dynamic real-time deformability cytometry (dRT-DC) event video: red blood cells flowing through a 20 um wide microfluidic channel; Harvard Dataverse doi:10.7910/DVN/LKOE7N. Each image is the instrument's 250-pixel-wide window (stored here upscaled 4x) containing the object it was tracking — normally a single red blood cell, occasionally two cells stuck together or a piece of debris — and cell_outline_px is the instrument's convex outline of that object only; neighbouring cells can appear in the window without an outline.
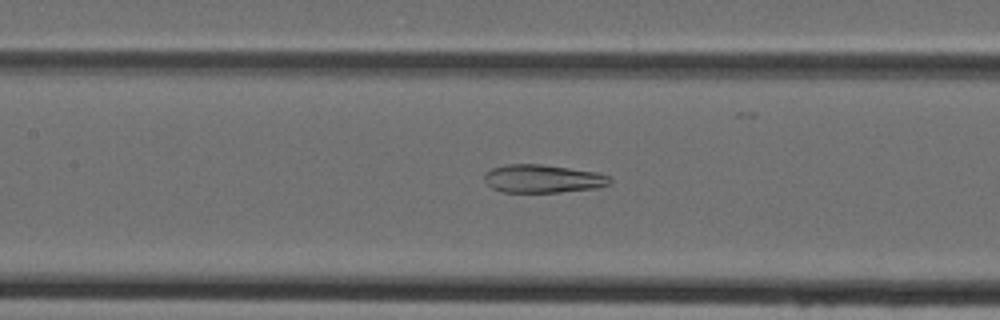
{"species": "Egyptian fruit bat (a non-hibernating species)", "species_latin": "Rousettus aegyptiacus", "temperature_condition": "cold", "stored_images_in_passage": 42, "camera_frame_rate_fps": 3000, "um_per_image_px": 0.085, "animal": {"sex": "female"}, "frame": {"image": 1, "passage_image": 17, "time_ms": 5.333, "image_size_px": [1000, 320], "cell_outline_px": [[612, 180], [608, 184], [600, 188], [560, 192], [504, 192], [492, 188], [484, 180], [484, 172], [492, 168], [508, 164], [540, 164], [596, 172], [612, 176]], "centroid_in_image_um": [46.16, 15.19], "position_along_channel_um": 161.2, "area_um2": 20.69}}
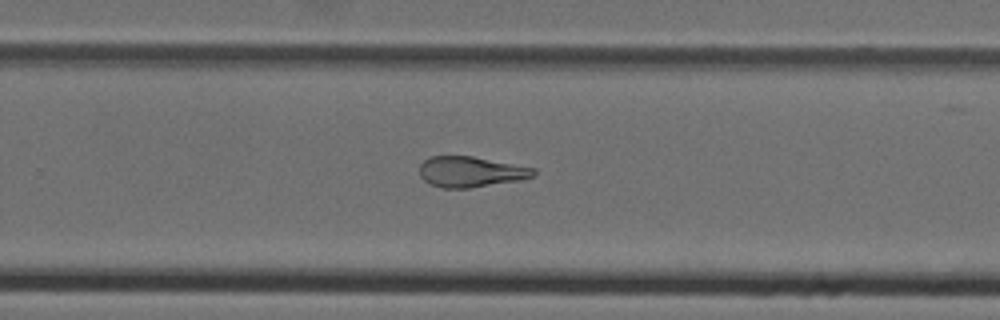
{"frame": {"image": 2, "passage_image": 26, "time_ms": 8.333, "image_size_px": [1000, 320], "cell_outline_px": [[536, 172], [532, 176], [524, 180], [468, 188], [440, 188], [424, 180], [420, 176], [420, 164], [428, 156], [472, 156], [536, 168]], "centroid_in_image_um": [40.02, 14.6], "position_along_channel_um": 289.8, "area_um2": 20.46}}
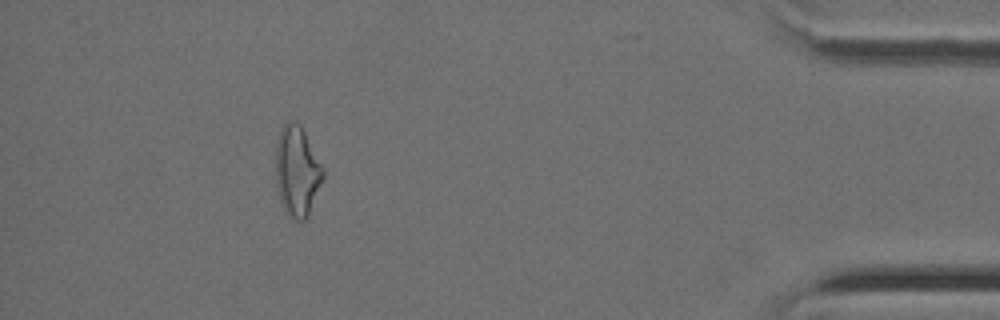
{"frame": {"image": 3, "passage_image": 38, "time_ms": 12.333, "image_size_px": [1000, 320], "cell_outline_px": [[324, 180], [308, 216], [304, 220], [292, 220], [288, 216], [280, 200], [276, 180], [276, 144], [280, 132], [284, 124], [288, 120], [292, 120], [300, 124], [324, 168]], "centroid_in_image_um": [25.27, 14.57], "position_along_channel_um": 409.9, "area_um2": 25.03}}